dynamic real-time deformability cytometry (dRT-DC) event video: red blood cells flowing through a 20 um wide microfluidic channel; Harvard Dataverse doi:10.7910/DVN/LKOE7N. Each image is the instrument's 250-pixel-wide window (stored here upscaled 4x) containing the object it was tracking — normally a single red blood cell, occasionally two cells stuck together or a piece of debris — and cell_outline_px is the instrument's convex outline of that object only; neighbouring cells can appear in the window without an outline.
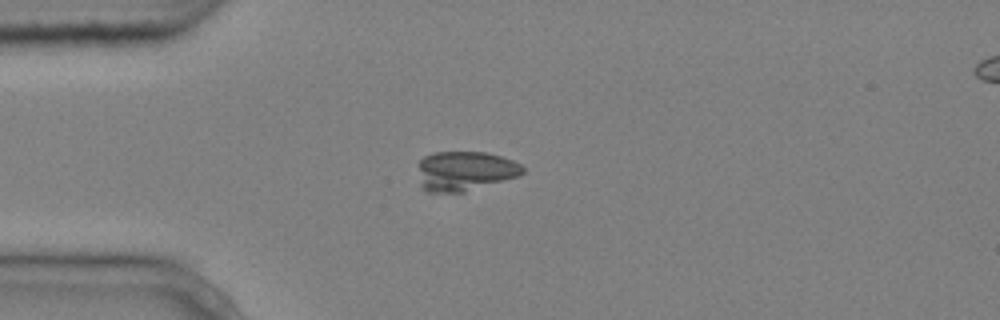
{"species": "common noctule bat (a hibernating species)", "species_latin": "Nyctalus noctula", "temperature_condition": "cold", "stored_images_in_passage": 6, "camera_frame_rate_fps": 3000, "um_per_image_px": 0.085, "animal": {"sex": "male", "body_mass_g": 20.4}, "frame": {"image": 1, "passage_image": 5, "time_ms": 1.333, "image_size_px": [1000, 320], "cell_outline_px": [[524, 172], [520, 176], [464, 192], [428, 192], [420, 188], [420, 160], [424, 156], [436, 152], [484, 152], [500, 156], [512, 160], [520, 164], [524, 168]], "centroid_in_image_um": [39.53, 14.54], "position_along_channel_um": 45.5, "area_um2": 24.1}}